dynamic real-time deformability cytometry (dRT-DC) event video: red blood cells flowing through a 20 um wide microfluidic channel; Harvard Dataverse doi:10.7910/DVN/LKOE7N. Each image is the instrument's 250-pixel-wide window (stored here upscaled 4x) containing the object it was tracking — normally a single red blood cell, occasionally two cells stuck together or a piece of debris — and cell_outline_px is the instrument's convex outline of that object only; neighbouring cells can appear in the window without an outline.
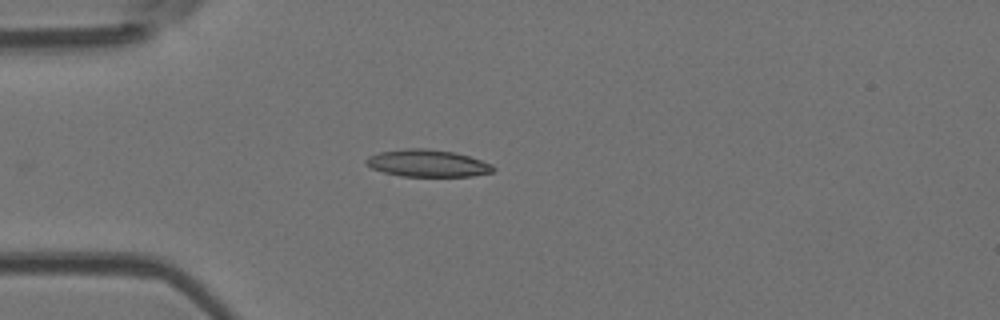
{"species": "Egyptian fruit bat (a non-hibernating species)", "species_latin": "Rousettus aegyptiacus", "temperature_condition": "room temperature", "stored_images_in_passage": 2, "camera_frame_rate_fps": 3000, "um_per_image_px": 0.085, "animal": {"sex": "female"}, "frame": {"image": 1, "passage_image": 1, "time_ms": 0.0, "image_size_px": [1000, 320], "cell_outline_px": [[496, 168], [492, 172], [472, 176], [400, 176], [384, 172], [372, 168], [364, 160], [368, 156], [380, 152], [408, 148], [428, 148], [452, 152], [468, 156], [492, 164]], "centroid_in_image_um": [36.34, 13.87], "position_along_channel_um": 48.7, "area_um2": 19.94}}